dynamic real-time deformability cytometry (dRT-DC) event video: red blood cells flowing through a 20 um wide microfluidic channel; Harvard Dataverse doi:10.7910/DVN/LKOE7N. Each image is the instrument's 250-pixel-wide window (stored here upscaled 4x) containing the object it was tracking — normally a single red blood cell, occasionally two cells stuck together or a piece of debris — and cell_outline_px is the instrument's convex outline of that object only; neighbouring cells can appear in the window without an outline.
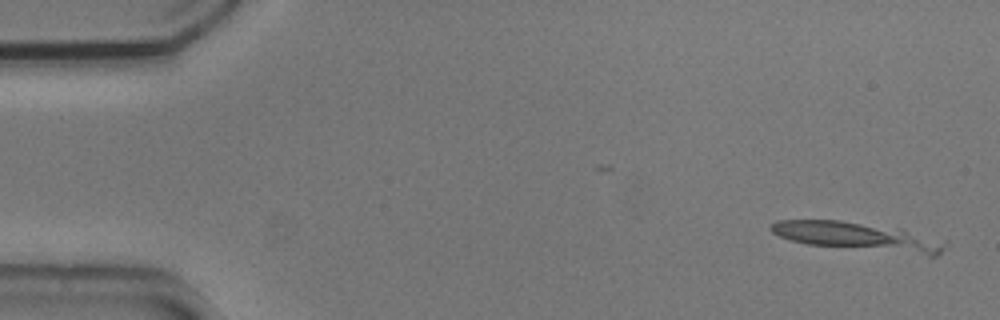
{"species": "common noctule bat (a hibernating species)", "species_latin": "Nyctalus noctula", "temperature_condition": "cold", "stored_images_in_passage": 6, "camera_frame_rate_fps": 3000, "um_per_image_px": 0.085, "animal": {"sex": "male", "body_mass_g": 20.5, "forearm_length_mm": 52.5}, "frame": {"image": 1, "passage_image": 1, "time_ms": 0.0, "image_size_px": [1000, 320], "cell_outline_px": [[944, 244], [940, 252], [936, 256], [928, 256], [808, 244], [788, 240], [772, 232], [768, 228], [776, 220], [840, 220], [904, 228], [944, 240]], "centroid_in_image_um": [72.94, 20.09], "position_along_channel_um": 12.1, "area_um2": 29.07}}